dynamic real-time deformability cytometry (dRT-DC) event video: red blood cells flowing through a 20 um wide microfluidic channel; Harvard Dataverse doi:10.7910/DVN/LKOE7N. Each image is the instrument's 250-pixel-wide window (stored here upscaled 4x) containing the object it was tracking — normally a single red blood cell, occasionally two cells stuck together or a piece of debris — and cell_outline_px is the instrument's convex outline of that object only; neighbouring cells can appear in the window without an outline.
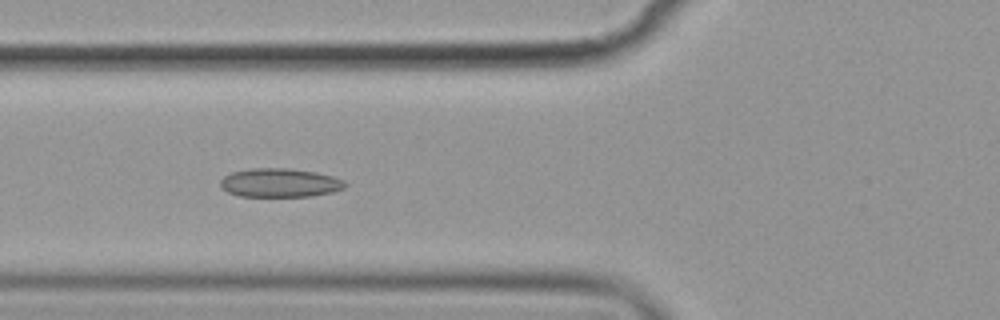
{"species": "common noctule bat (a hibernating species)", "species_latin": "Nyctalus noctula", "temperature_condition": "cold", "stored_images_in_passage": 7, "camera_frame_rate_fps": 3000, "um_per_image_px": 0.085, "animal": {"sex": "female", "body_mass_g": 19.9}, "frame": {"image": 1, "passage_image": 6, "time_ms": 6.0, "image_size_px": [1000, 320], "cell_outline_px": [[348, 184], [344, 188], [332, 192], [312, 196], [240, 196], [228, 192], [220, 188], [220, 180], [224, 176], [232, 172], [252, 168], [288, 168], [316, 172], [332, 176], [344, 180]], "centroid_in_image_um": [23.79, 15.53], "position_along_channel_um": 102.0, "area_um2": 20.98}}
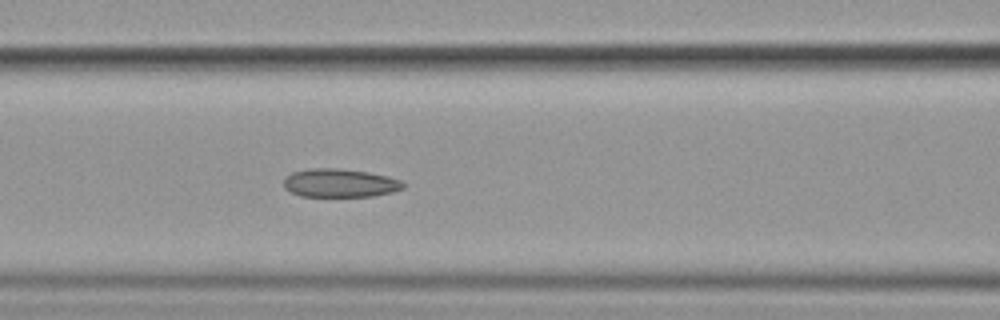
{"frame": {"image": 2, "passage_image": 7, "time_ms": 7.0, "image_size_px": [1000, 320], "cell_outline_px": [[408, 184], [404, 188], [392, 192], [372, 196], [300, 196], [284, 188], [284, 180], [292, 172], [308, 168], [336, 168], [368, 172], [388, 176], [400, 180]], "centroid_in_image_um": [28.92, 15.55], "position_along_channel_um": 137.7, "area_um2": 19.83}}